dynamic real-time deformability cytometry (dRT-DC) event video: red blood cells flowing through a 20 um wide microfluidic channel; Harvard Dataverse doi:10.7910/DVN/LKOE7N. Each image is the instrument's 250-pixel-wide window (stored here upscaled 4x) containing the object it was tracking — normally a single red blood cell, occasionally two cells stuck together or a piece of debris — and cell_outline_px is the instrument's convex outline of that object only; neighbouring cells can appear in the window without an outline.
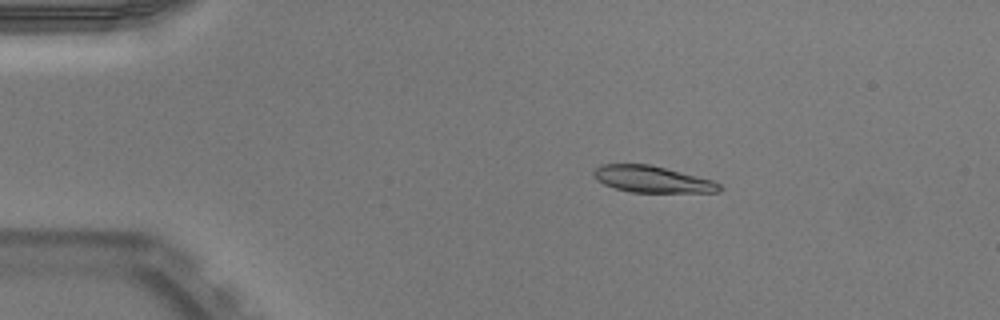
{"species": "Egyptian fruit bat (a non-hibernating species)", "species_latin": "Rousettus aegyptiacus", "temperature_condition": "warm", "stored_images_in_passage": 43, "camera_frame_rate_fps": 3000, "um_per_image_px": 0.085, "animal": {"sex": "male"}, "frame": {"image": 1, "passage_image": 1, "time_ms": 0.0, "image_size_px": [1000, 320], "cell_outline_px": [[724, 188], [720, 192], [632, 192], [616, 188], [604, 184], [596, 180], [592, 176], [592, 168], [600, 164], [648, 164], [712, 180], [720, 184]], "centroid_in_image_um": [55.38, 15.23], "position_along_channel_um": 29.6, "area_um2": 19.42}}
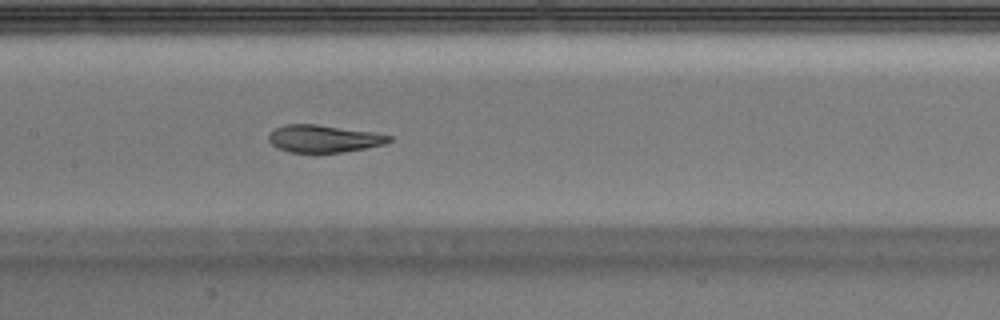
{"frame": {"image": 2, "passage_image": 17, "time_ms": 5.333, "image_size_px": [1000, 320], "cell_outline_px": [[392, 140], [384, 144], [344, 152], [288, 152], [276, 148], [268, 140], [268, 132], [284, 124], [316, 124], [376, 132], [392, 136]], "centroid_in_image_um": [27.49, 11.78], "position_along_channel_um": 179.9, "area_um2": 19.36}}
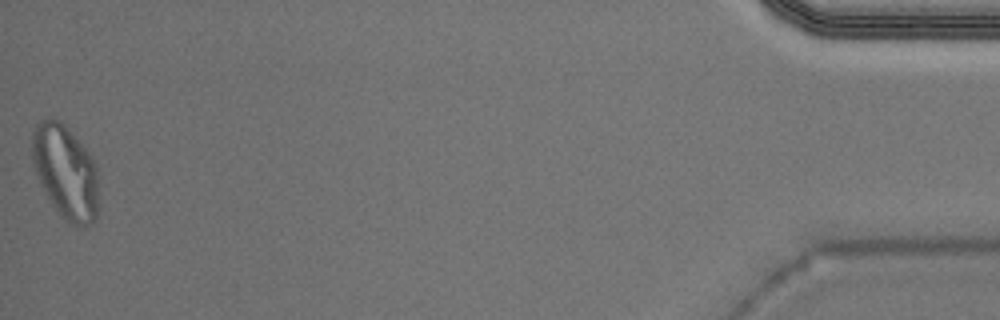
{"frame": {"image": 3, "passage_image": 43, "time_ms": 14.0, "image_size_px": [1000, 320], "cell_outline_px": [[100, 176], [96, 220], [92, 224], [84, 228], [76, 228], [68, 224], [60, 216], [52, 204], [40, 184], [32, 160], [32, 132], [36, 124], [40, 120], [60, 120], [68, 128], [92, 156], [96, 164]], "centroid_in_image_um": [5.61, 14.68], "position_along_channel_um": 429.6, "area_um2": 37.17}, "authors_computed_cell_mechanics": {"area_um2": 20.519, "velocity_mm_per_s": 3.9437, "shape_relaxation_time_tau1_ms": 8.4076, "shape_relaxation_time_tau2_ms": 0.9405, "deformation_change_tau1": 0.2939, "deformation_change_tau2": 0.0848}}